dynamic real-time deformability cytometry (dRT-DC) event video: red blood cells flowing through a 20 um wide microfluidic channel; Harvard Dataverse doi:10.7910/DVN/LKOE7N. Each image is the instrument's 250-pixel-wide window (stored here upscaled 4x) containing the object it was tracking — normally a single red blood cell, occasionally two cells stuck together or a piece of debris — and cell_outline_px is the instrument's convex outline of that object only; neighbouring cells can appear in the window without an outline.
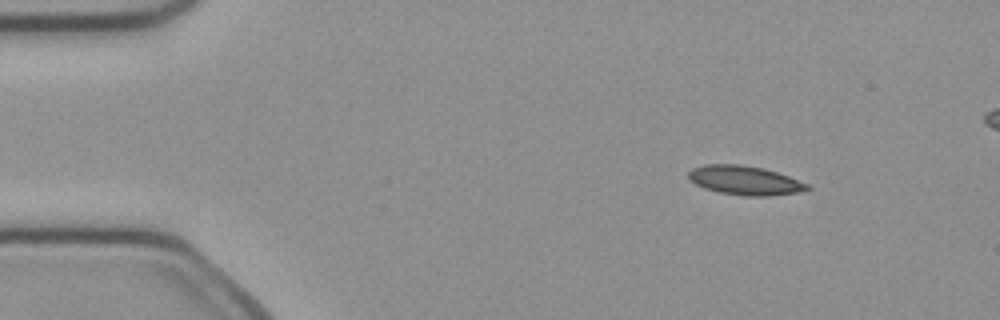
{"species": "common noctule bat (a hibernating species)", "species_latin": "Nyctalus noctula", "temperature_condition": "cold", "stored_images_in_passage": 46, "segment_of_instrument_passage": [1, 2], "camera_frame_rate_fps": 3000, "um_per_image_px": 0.085, "animal": {"sex": "female", "body_mass_g": 21.9}, "frame": {"image": 1, "passage_image": 1, "time_ms": 0.0, "image_size_px": [1000, 320], "cell_outline_px": [[812, 188], [804, 192], [768, 196], [748, 196], [720, 192], [704, 188], [688, 180], [688, 172], [692, 168], [704, 164], [740, 164], [764, 168], [788, 176], [808, 184]], "centroid_in_image_um": [63.32, 15.33], "position_along_channel_um": 21.7, "area_um2": 20.29}}
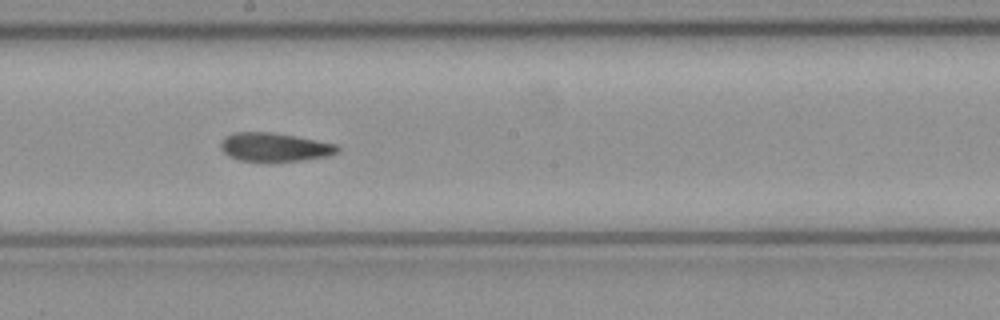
{"frame": {"image": 2, "passage_image": 22, "time_ms": 7.0, "image_size_px": [1000, 320], "cell_outline_px": [[340, 152], [328, 156], [272, 164], [268, 164], [240, 160], [224, 152], [220, 148], [220, 140], [224, 136], [232, 132], [272, 132], [316, 140], [336, 144], [340, 148]], "centroid_in_image_um": [23.31, 12.53], "position_along_channel_um": 224.9, "area_um2": 20.11}}
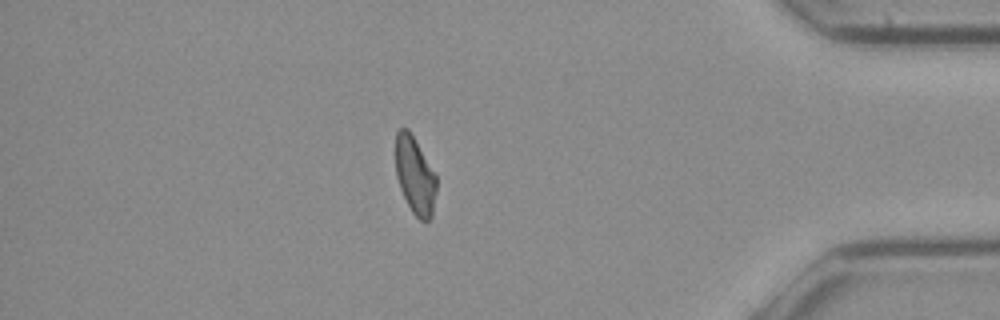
{"frame": {"image": 3, "passage_image": 38, "time_ms": 12.333, "image_size_px": [1000, 320], "cell_outline_px": [[436, 192], [432, 216], [428, 220], [420, 220], [412, 212], [400, 188], [396, 176], [396, 132], [400, 128], [408, 128], [436, 176]], "centroid_in_image_um": [35.26, 14.93], "position_along_channel_um": 399.9, "area_um2": 18.09}}